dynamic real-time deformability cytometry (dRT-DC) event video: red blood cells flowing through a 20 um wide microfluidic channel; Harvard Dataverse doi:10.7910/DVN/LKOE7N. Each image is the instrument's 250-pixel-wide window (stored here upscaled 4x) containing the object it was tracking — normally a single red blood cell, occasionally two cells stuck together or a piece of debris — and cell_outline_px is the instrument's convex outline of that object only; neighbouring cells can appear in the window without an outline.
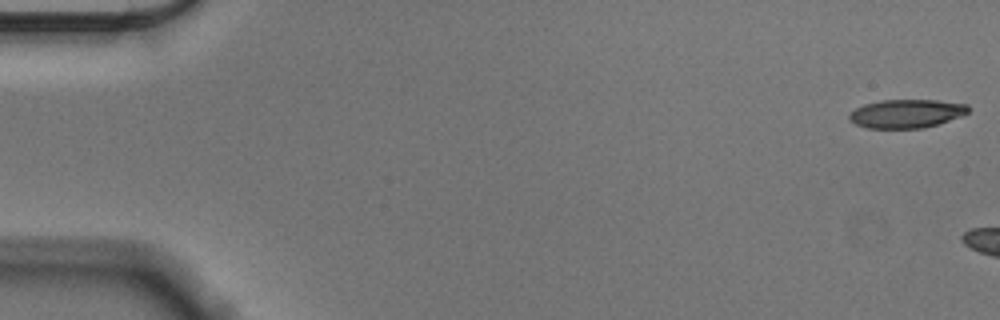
{"species": "Egyptian fruit bat (a non-hibernating species)", "species_latin": "Rousettus aegyptiacus", "temperature_condition": "cold", "stored_images_in_passage": 6, "camera_frame_rate_fps": 3000, "um_per_image_px": 0.085, "animal": {"sex": "male"}, "frame": {"image": 1, "passage_image": 1, "time_ms": 0.0, "image_size_px": [1000, 320], "cell_outline_px": [[968, 112], [964, 116], [924, 128], [868, 128], [856, 124], [848, 120], [848, 112], [864, 104], [884, 100], [936, 100], [968, 104]], "centroid_in_image_um": [77.04, 9.66], "position_along_channel_um": 8.0, "area_um2": 19.94}}